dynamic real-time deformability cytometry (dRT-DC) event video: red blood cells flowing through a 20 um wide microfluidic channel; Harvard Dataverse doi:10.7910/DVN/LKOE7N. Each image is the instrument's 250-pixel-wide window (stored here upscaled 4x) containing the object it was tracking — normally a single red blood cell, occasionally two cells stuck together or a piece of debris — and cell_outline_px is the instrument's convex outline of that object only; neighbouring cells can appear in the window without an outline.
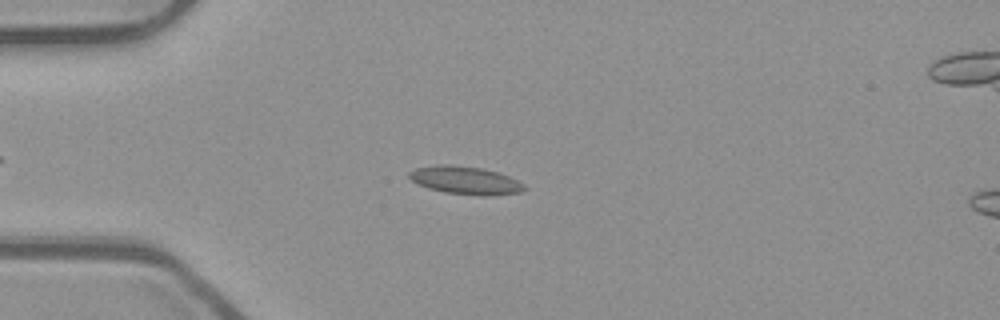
{"species": "common noctule bat (a hibernating species)", "species_latin": "Nyctalus noctula", "temperature_condition": "room temperature", "stored_images_in_passage": 47, "camera_frame_rate_fps": 3000, "um_per_image_px": 0.085, "animal": {"sex": "male", "body_mass_g": 23.1, "forearm_length_mm": 52.7}, "frame": {"image": 1, "passage_image": 13, "time_ms": 4.0, "image_size_px": [1000, 320], "cell_outline_px": [[524, 188], [520, 192], [484, 196], [480, 196], [444, 192], [428, 188], [412, 180], [408, 176], [408, 172], [416, 168], [436, 164], [448, 164], [480, 168], [496, 172], [508, 176], [524, 184]], "centroid_in_image_um": [39.51, 15.32], "position_along_channel_um": 45.5, "area_um2": 18.5}}
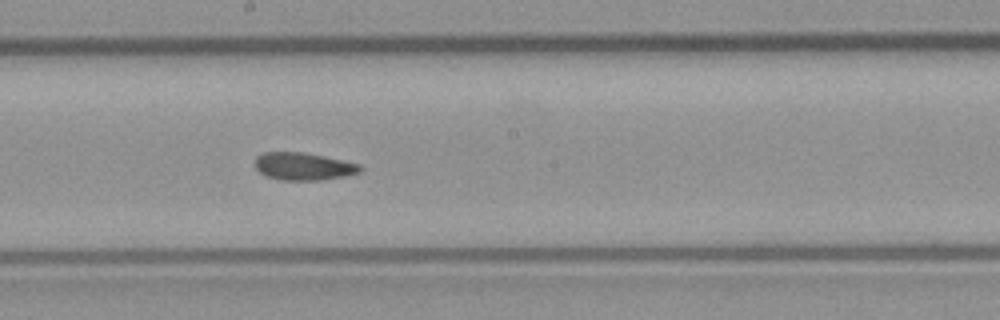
{"frame": {"image": 2, "passage_image": 28, "time_ms": 9.0, "image_size_px": [1000, 320], "cell_outline_px": [[364, 168], [360, 172], [344, 176], [324, 180], [280, 180], [264, 176], [256, 168], [256, 156], [264, 152], [304, 152], [360, 164]], "centroid_in_image_um": [25.79, 14.15], "position_along_channel_um": 222.4, "area_um2": 16.94}}
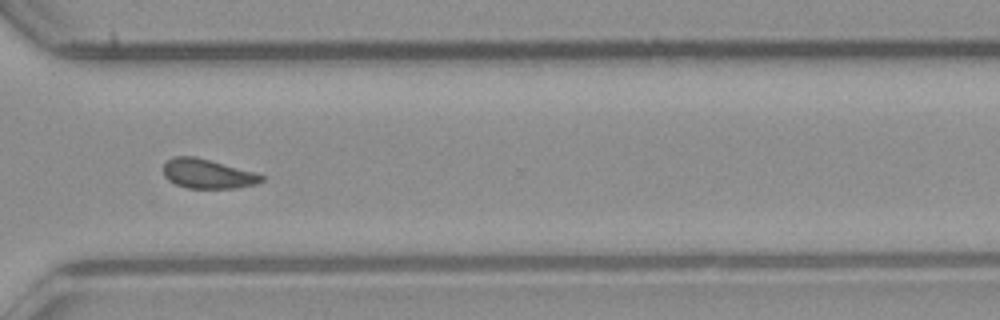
{"frame": {"image": 3, "passage_image": 38, "time_ms": 12.333, "image_size_px": [1000, 320], "cell_outline_px": [[264, 180], [256, 184], [236, 188], [188, 188], [176, 184], [168, 180], [164, 176], [164, 164], [168, 160], [176, 156], [192, 156], [208, 160], [252, 172], [264, 176]], "centroid_in_image_um": [17.62, 14.79], "position_along_channel_um": 353.0, "area_um2": 16.42}, "authors_computed_cell_mechanics": {"area_um2": 17.2822, "velocity_mm_per_s": 3.9211, "shape_relaxation_time_tau1_ms": null, "shape_relaxation_time_tau2_ms": 2.7517, "deformation_change_tau1": null, "deformation_change_tau2": 0.0818}}